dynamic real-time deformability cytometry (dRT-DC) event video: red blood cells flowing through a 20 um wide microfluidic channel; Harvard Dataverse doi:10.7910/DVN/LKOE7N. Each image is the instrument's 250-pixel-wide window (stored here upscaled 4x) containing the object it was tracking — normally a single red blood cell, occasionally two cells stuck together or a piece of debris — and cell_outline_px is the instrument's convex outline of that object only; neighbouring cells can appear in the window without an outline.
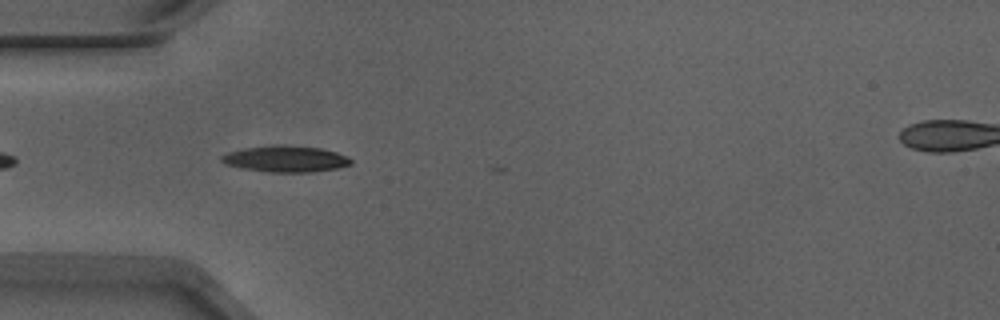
{"species": "Egyptian fruit bat (a non-hibernating species)", "species_latin": "Rousettus aegyptiacus", "temperature_condition": "warm", "stored_images_in_passage": 9, "camera_frame_rate_fps": 3000, "um_per_image_px": 0.085, "animal": {"sex": "male"}, "frame": {"image": 1, "passage_image": 4, "time_ms": 1.0, "image_size_px": [1000, 320], "cell_outline_px": [[352, 164], [336, 168], [312, 172], [268, 172], [240, 168], [224, 164], [220, 160], [220, 156], [228, 152], [244, 148], [276, 144], [320, 148], [336, 152], [352, 160]], "centroid_in_image_um": [24.22, 13.51], "position_along_channel_um": 60.8, "area_um2": 19.83}}